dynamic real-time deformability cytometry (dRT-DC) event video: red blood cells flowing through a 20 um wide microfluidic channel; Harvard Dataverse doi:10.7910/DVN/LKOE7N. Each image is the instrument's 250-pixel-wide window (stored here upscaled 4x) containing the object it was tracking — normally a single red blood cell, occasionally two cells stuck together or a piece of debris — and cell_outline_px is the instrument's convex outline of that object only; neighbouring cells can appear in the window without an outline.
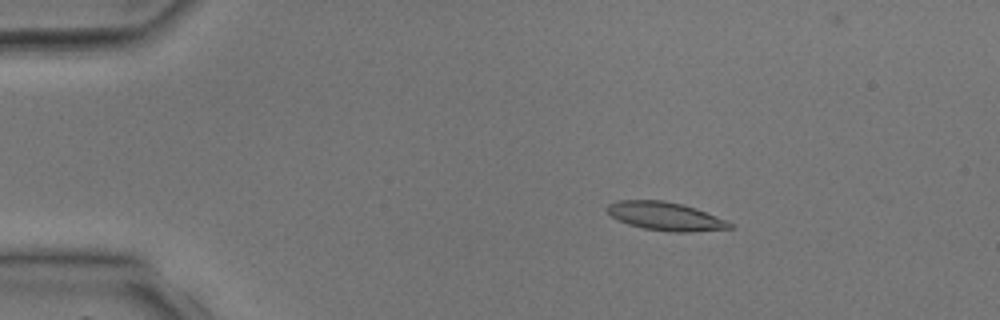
{"species": "common noctule bat (a hibernating species)", "species_latin": "Nyctalus noctula", "temperature_condition": "room temperature", "stored_images_in_passage": 3, "camera_frame_rate_fps": 3000, "um_per_image_px": 0.085, "animal": {"sex": "male", "body_mass_g": 17.9, "forearm_length_mm": 54.2}, "frame": {"image": 1, "passage_image": 2, "time_ms": 2.0, "image_size_px": [1000, 320], "cell_outline_px": [[732, 228], [688, 232], [668, 232], [644, 228], [628, 224], [612, 216], [604, 208], [608, 204], [616, 200], [664, 200], [684, 204], [696, 208], [728, 220], [732, 224]], "centroid_in_image_um": [56.56, 18.37], "position_along_channel_um": 28.4, "area_um2": 20.4}}